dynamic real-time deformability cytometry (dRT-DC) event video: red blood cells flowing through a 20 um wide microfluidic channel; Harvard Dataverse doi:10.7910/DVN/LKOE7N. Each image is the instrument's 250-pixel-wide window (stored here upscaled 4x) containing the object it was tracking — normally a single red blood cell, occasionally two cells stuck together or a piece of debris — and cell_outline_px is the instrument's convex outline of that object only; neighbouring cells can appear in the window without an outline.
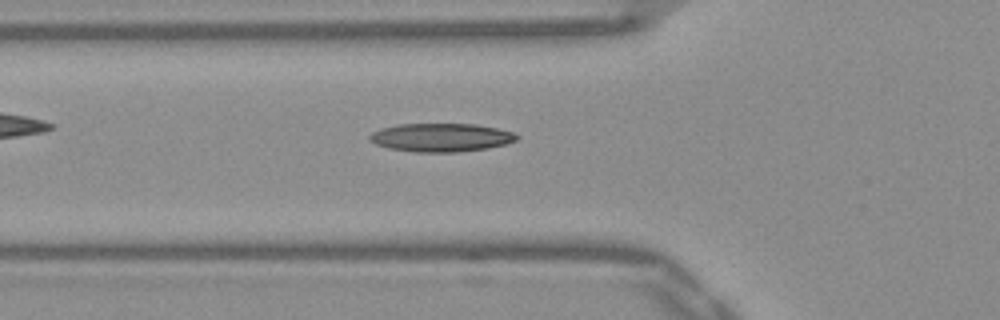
{"species": "Egyptian fruit bat (a non-hibernating species)", "species_latin": "Rousettus aegyptiacus", "temperature_condition": "warm", "stored_images_in_passage": 38, "camera_frame_rate_fps": 3000, "um_per_image_px": 0.085, "frame": {"image": 1, "passage_image": 9, "time_ms": 2.667, "image_size_px": [1000, 320], "cell_outline_px": [[520, 136], [516, 140], [508, 144], [488, 148], [456, 152], [416, 152], [388, 148], [376, 144], [368, 136], [372, 132], [380, 128], [396, 124], [476, 124], [496, 128], [512, 132]], "centroid_in_image_um": [37.5, 11.68], "position_along_channel_um": 88.3, "area_um2": 24.39}}
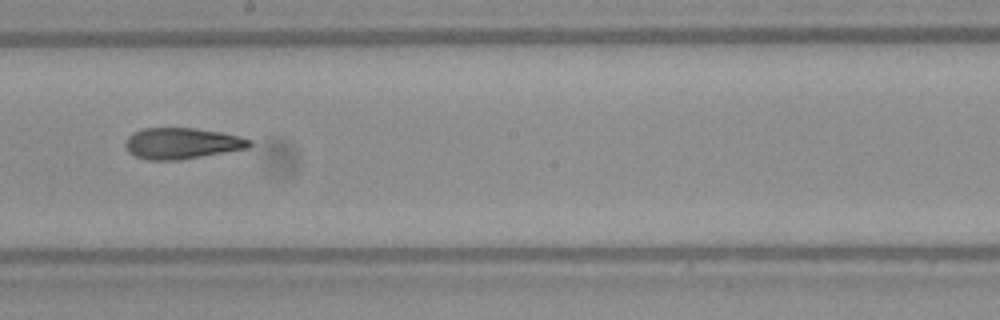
{"frame": {"image": 2, "passage_image": 20, "time_ms": 6.333, "image_size_px": [1000, 320], "cell_outline_px": [[252, 144], [248, 148], [180, 160], [148, 160], [136, 156], [128, 152], [124, 144], [128, 136], [132, 132], [144, 128], [196, 128], [220, 132], [240, 136], [252, 140]], "centroid_in_image_um": [15.45, 12.18], "position_along_channel_um": 232.8, "area_um2": 22.6}}
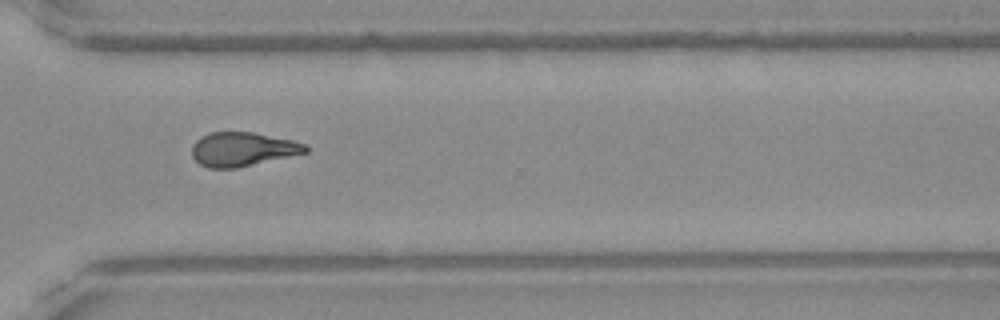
{"frame": {"image": 3, "passage_image": 29, "time_ms": 9.333, "image_size_px": [1000, 320], "cell_outline_px": [[308, 152], [236, 168], [208, 168], [200, 164], [192, 156], [192, 144], [200, 136], [208, 132], [252, 132], [292, 140], [308, 144]], "centroid_in_image_um": [20.6, 12.67], "position_along_channel_um": 350.0, "area_um2": 22.54}}